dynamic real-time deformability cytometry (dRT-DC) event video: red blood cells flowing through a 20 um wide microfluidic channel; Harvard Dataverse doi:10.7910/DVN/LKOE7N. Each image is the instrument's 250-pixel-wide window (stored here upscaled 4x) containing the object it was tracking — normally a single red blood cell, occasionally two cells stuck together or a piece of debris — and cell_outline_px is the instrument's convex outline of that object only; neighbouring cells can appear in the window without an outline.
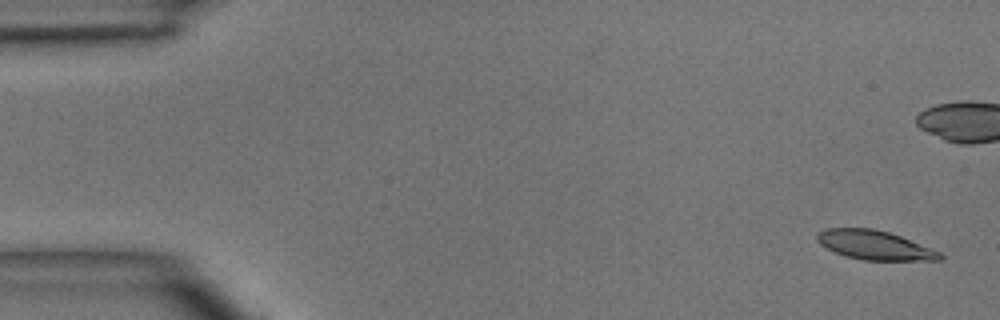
{"species": "common noctule bat (a hibernating species)", "species_latin": "Nyctalus noctula", "temperature_condition": "room temperature", "stored_images_in_passage": 5, "camera_frame_rate_fps": 3000, "um_per_image_px": 0.085, "animal": {"sex": "male", "body_mass_g": 15.6}, "frame": {"image": 1, "passage_image": 1, "time_ms": 0.0, "image_size_px": [1000, 320], "cell_outline_px": [[944, 256], [940, 260], [864, 260], [844, 256], [820, 244], [816, 240], [816, 236], [824, 228], [872, 228], [888, 232], [900, 236], [940, 252]], "centroid_in_image_um": [74.32, 20.83], "position_along_channel_um": 10.7, "area_um2": 20.63}}